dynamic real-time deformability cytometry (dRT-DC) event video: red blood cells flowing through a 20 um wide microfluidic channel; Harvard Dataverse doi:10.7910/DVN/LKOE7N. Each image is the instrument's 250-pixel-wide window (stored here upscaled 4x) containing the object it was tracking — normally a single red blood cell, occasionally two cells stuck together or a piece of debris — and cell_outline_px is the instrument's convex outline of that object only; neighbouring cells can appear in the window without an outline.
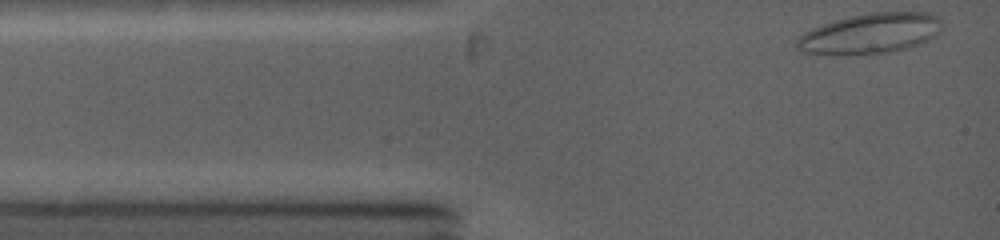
{"species": "common noctule bat (a hibernating species)", "species_latin": "Nyctalus noctula", "temperature_condition": "warm", "stored_images_in_passage": 52, "camera_frame_rate_fps": 5000, "um_per_image_px": 0.085, "animal": {"sex": "female", "body_mass_g": 19.0, "forearm_length_mm": 53.3}, "frame": {"image": 1, "passage_image": 1, "time_ms": 0.0, "image_size_px": [1000, 240], "cell_outline_px": [[944, 20], [940, 32], [936, 36], [928, 40], [908, 48], [888, 52], [832, 56], [804, 52], [796, 48], [796, 40], [804, 32], [812, 28], [848, 16], [872, 12], [928, 12]], "centroid_in_image_um": [73.99, 2.85], "position_along_channel_um": 11.0, "area_um2": 34.51}}
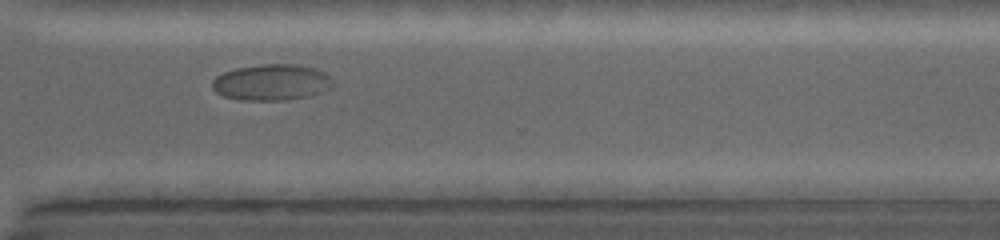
{"frame": {"image": 2, "passage_image": 43, "time_ms": 9.8, "image_size_px": [1000, 240], "cell_outline_px": [[336, 84], [332, 88], [308, 96], [288, 100], [240, 100], [224, 96], [216, 92], [212, 88], [212, 80], [216, 76], [224, 72], [236, 68], [264, 64], [296, 64], [316, 68], [332, 76]], "centroid_in_image_um": [23.13, 6.99], "position_along_channel_um": 347.5, "area_um2": 25.72}}
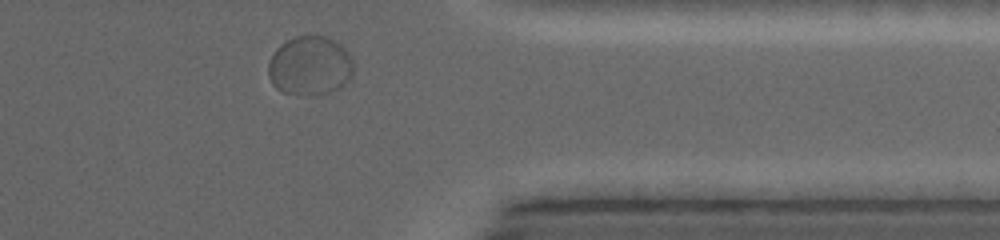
{"frame": {"image": 3, "passage_image": 49, "time_ms": 11.0, "image_size_px": [1000, 240], "cell_outline_px": [[352, 76], [340, 88], [316, 96], [300, 96], [284, 92], [276, 88], [272, 84], [268, 76], [268, 64], [276, 48], [280, 44], [296, 36], [324, 36], [340, 44], [352, 56]], "centroid_in_image_um": [26.33, 5.62], "position_along_channel_um": 385.1, "area_um2": 29.59}}